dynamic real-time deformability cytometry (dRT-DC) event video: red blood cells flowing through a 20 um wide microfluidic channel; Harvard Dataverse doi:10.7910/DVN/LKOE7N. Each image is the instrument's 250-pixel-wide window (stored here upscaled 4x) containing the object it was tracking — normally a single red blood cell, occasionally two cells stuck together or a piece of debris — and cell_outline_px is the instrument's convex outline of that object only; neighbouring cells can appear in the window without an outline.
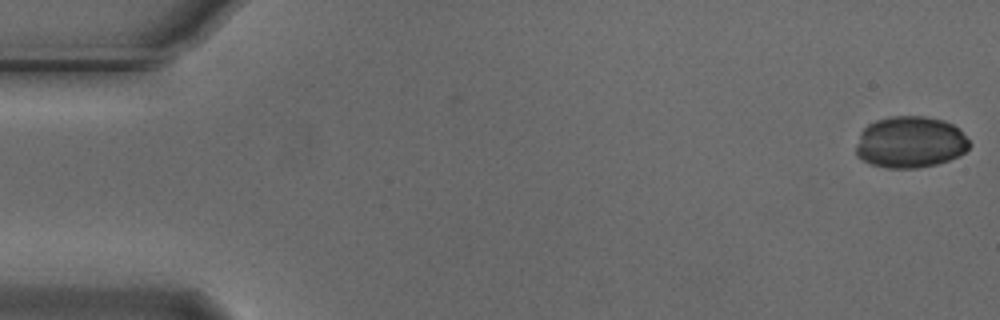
{"species": "Egyptian fruit bat (a non-hibernating species)", "species_latin": "Rousettus aegyptiacus", "temperature_condition": "cold", "stored_images_in_passage": 55, "camera_frame_rate_fps": 3000, "um_per_image_px": 0.085, "animal": {"sex": "male"}, "frame": {"image": 1, "passage_image": 1, "time_ms": 0.0, "image_size_px": [1000, 320], "cell_outline_px": [[972, 144], [960, 156], [936, 164], [916, 168], [888, 168], [872, 164], [856, 156], [856, 148], [860, 132], [868, 124], [876, 120], [892, 116], [924, 116], [944, 120], [952, 124]], "centroid_in_image_um": [77.36, 12.08], "position_along_channel_um": 7.6, "area_um2": 33.99}}
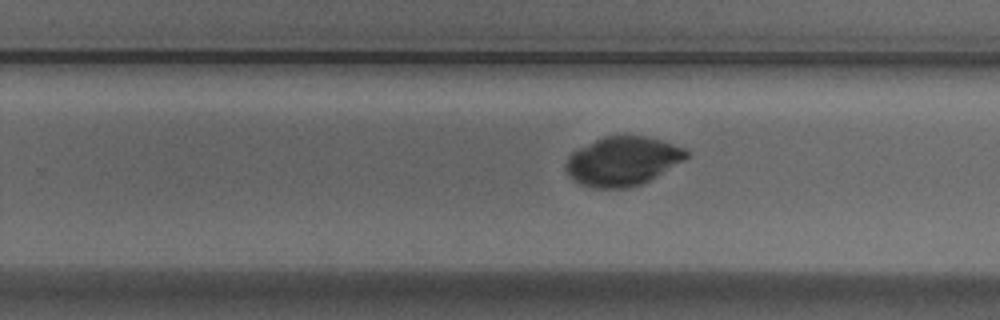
{"frame": {"image": 2, "passage_image": 34, "time_ms": 11.0, "image_size_px": [1000, 320], "cell_outline_px": [[688, 156], [684, 160], [656, 176], [640, 184], [624, 188], [592, 188], [580, 184], [572, 180], [564, 172], [564, 164], [568, 156], [572, 152], [604, 136], [644, 136], [660, 140], [684, 148], [688, 152]], "centroid_in_image_um": [52.86, 13.71], "position_along_channel_um": 276.9, "area_um2": 34.22}}
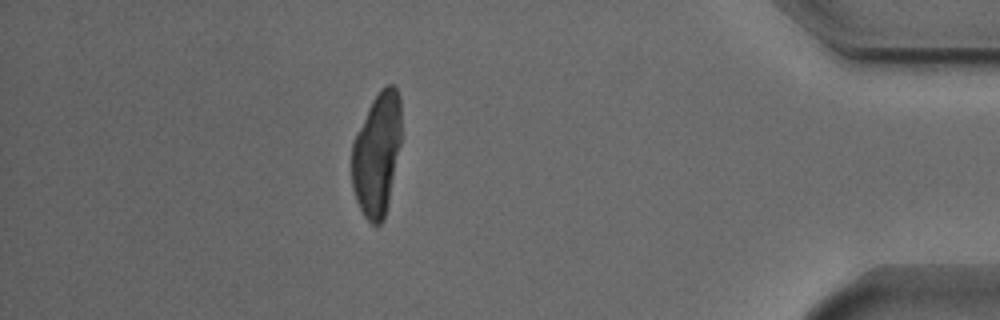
{"frame": {"image": 3, "passage_image": 48, "time_ms": 15.667, "image_size_px": [1000, 320], "cell_outline_px": [[400, 144], [388, 204], [384, 220], [380, 224], [372, 224], [364, 216], [356, 200], [352, 188], [352, 144], [356, 132], [372, 100], [380, 88], [388, 84], [392, 84], [396, 88], [400, 96]], "centroid_in_image_um": [32.02, 13.09], "position_along_channel_um": 403.2, "area_um2": 35.55}}